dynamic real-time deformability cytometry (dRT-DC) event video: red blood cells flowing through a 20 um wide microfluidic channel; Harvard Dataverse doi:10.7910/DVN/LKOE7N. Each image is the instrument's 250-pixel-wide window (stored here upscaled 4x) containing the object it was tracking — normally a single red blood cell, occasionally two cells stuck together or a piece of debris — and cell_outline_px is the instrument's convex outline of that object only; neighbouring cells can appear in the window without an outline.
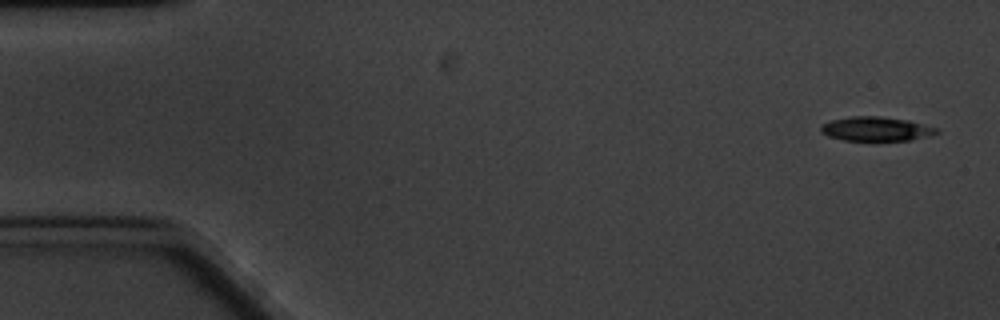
{"species": "common noctule bat (a hibernating species)", "species_latin": "Nyctalus noctula", "temperature_condition": "cold", "stored_images_in_passage": 6, "camera_frame_rate_fps": 3000, "um_per_image_px": 0.085, "animal": {"sex": "male", "body_mass_g": 20.1, "forearm_length_mm": 53.5}, "frame": {"image": 1, "passage_image": 1, "time_ms": 0.0, "image_size_px": [1000, 320], "cell_outline_px": [[940, 132], [928, 136], [912, 140], [844, 140], [828, 136], [820, 132], [820, 124], [832, 120], [852, 116], [876, 116], [908, 120], [940, 128]], "centroid_in_image_um": [74.48, 10.95], "position_along_channel_um": 10.5, "area_um2": 16.36}}
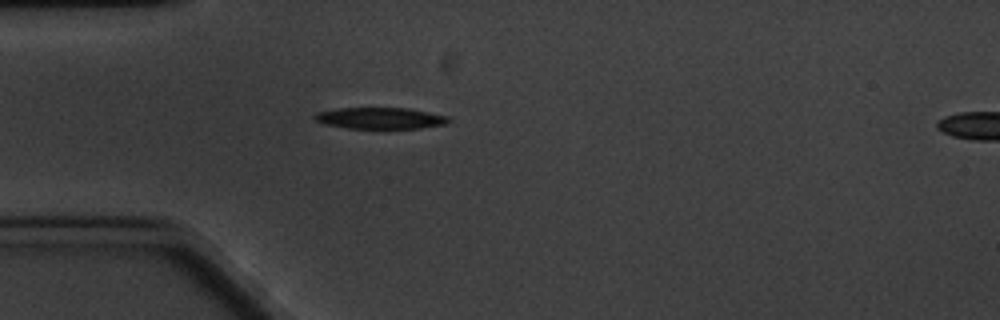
{"frame": {"image": 2, "passage_image": 5, "time_ms": 4.667, "image_size_px": [1000, 320], "cell_outline_px": [[452, 120], [448, 124], [420, 128], [348, 128], [324, 124], [312, 120], [312, 116], [316, 112], [336, 108], [408, 108], [448, 116]], "centroid_in_image_um": [32.29, 10.04], "position_along_channel_um": 52.7, "area_um2": 16.88}}